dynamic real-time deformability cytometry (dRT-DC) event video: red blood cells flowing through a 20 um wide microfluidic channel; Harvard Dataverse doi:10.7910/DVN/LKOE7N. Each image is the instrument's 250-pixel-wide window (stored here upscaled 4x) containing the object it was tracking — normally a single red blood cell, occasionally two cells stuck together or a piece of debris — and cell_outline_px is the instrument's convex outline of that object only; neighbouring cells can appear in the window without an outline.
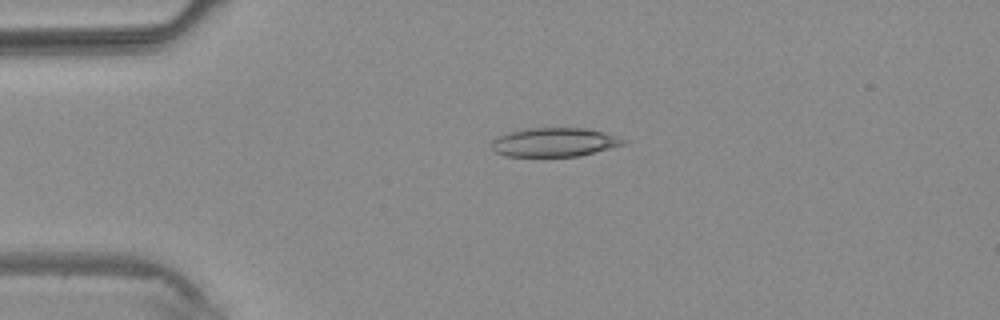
{"species": "common noctule bat (a hibernating species)", "species_latin": "Nyctalus noctula", "temperature_condition": "warm", "stored_images_in_passage": 1, "camera_frame_rate_fps": 3000, "um_per_image_px": 0.085, "animal": {"sex": "male", "body_mass_g": 20.4}, "frame": {"image": 1, "passage_image": 1, "time_ms": 0.0, "image_size_px": [1000, 320], "cell_outline_px": [[628, 140], [624, 144], [580, 156], [508, 156], [496, 152], [492, 148], [492, 140], [496, 136], [508, 132], [528, 128], [584, 128], [604, 132]], "centroid_in_image_um": [47.11, 12.08], "position_along_channel_um": 37.9, "area_um2": 22.08}}